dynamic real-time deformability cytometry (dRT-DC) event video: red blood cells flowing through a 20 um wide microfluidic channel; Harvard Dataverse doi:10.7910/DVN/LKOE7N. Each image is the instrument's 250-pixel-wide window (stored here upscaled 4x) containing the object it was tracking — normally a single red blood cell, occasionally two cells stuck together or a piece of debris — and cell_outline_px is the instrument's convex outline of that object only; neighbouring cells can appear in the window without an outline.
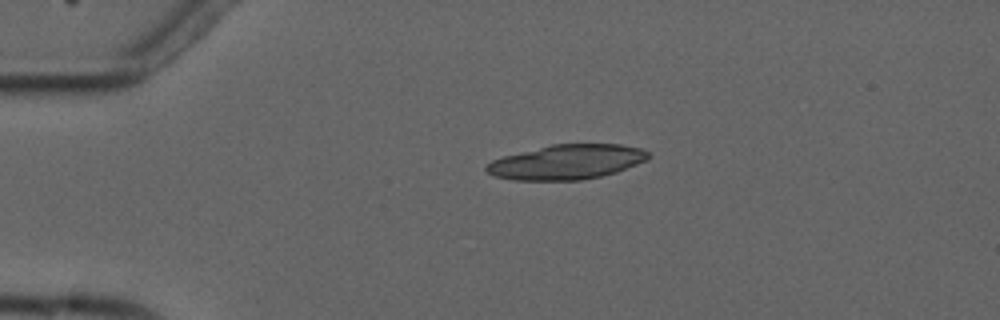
{"species": "common noctule bat (a hibernating species)", "species_latin": "Nyctalus noctula", "temperature_condition": "cold", "stored_images_in_passage": 4, "camera_frame_rate_fps": 3000, "um_per_image_px": 0.085, "animal": {"sex": "male", "forearm_length_mm": 52.5}, "frame": {"image": 1, "passage_image": 2, "time_ms": 1.333, "image_size_px": [1000, 320], "cell_outline_px": [[648, 160], [616, 172], [600, 176], [580, 180], [512, 180], [496, 176], [488, 172], [484, 168], [492, 160], [504, 156], [552, 144], [620, 144], [640, 148], [648, 152]], "centroid_in_image_um": [48.18, 13.77], "position_along_channel_um": 36.8, "area_um2": 32.48}}